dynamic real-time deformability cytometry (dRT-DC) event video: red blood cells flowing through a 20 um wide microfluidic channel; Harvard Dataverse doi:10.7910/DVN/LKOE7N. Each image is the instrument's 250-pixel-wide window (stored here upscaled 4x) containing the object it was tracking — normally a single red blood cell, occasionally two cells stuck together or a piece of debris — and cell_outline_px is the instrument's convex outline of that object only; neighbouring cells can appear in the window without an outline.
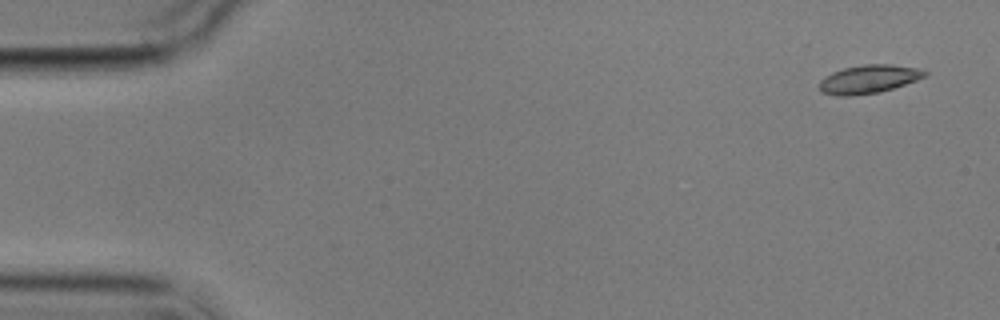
{"species": "common noctule bat (a hibernating species)", "species_latin": "Nyctalus noctula", "temperature_condition": "cold", "stored_images_in_passage": 6, "camera_frame_rate_fps": 3000, "um_per_image_px": 0.085, "animal": {"sex": "male", "body_mass_g": 17.9}, "frame": {"image": 1, "passage_image": 1, "time_ms": 0.0, "image_size_px": [1000, 320], "cell_outline_px": [[928, 76], [880, 92], [852, 96], [836, 96], [820, 92], [820, 80], [832, 72], [844, 68], [864, 64], [892, 64], [920, 68], [928, 72]], "centroid_in_image_um": [73.85, 6.72], "position_along_channel_um": 11.1, "area_um2": 17.57}}
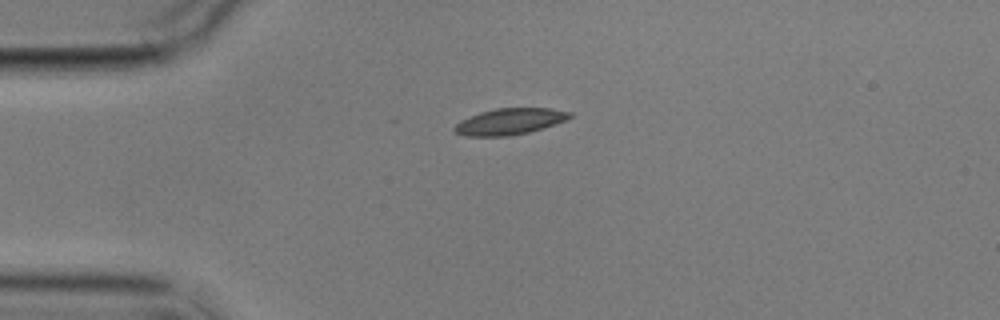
{"frame": {"image": 2, "passage_image": 4, "time_ms": 3.667, "image_size_px": [1000, 320], "cell_outline_px": [[572, 116], [568, 120], [556, 124], [528, 132], [508, 136], [464, 136], [456, 132], [452, 128], [460, 120], [480, 112], [496, 108], [548, 108], [572, 112]], "centroid_in_image_um": [43.33, 10.32], "position_along_channel_um": 41.7, "area_um2": 17.69}}
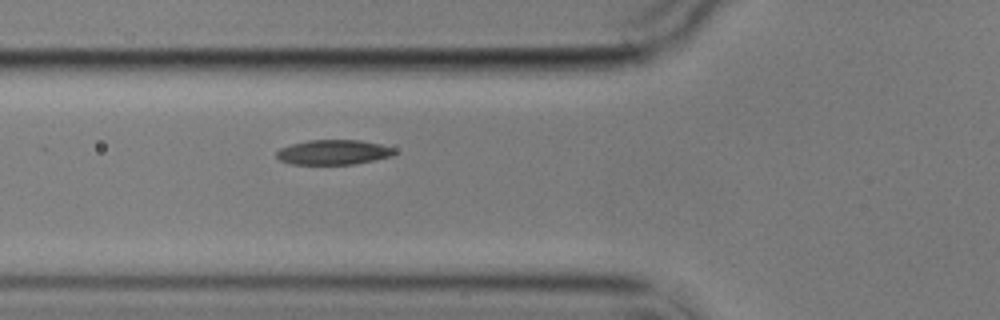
{"frame": {"image": 3, "passage_image": 6, "time_ms": 6.0, "image_size_px": [1000, 320], "cell_outline_px": [[396, 152], [392, 156], [376, 160], [352, 164], [288, 164], [280, 160], [276, 156], [276, 152], [280, 148], [292, 144], [308, 140], [360, 140], [380, 144], [396, 148]], "centroid_in_image_um": [28.36, 12.94], "position_along_channel_um": 97.4, "area_um2": 17.17}}